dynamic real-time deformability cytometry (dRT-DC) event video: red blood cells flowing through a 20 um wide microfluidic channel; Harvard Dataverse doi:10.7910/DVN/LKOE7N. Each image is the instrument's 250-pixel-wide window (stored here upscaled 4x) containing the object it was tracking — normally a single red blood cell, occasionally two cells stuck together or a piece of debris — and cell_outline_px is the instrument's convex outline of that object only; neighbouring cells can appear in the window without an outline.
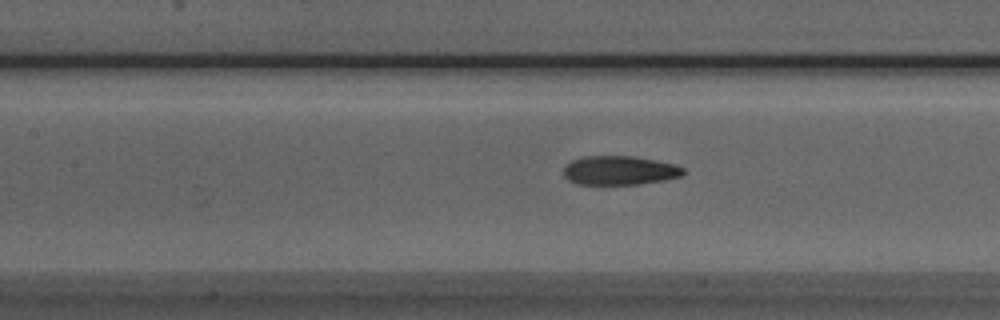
{"species": "Egyptian fruit bat (a non-hibernating species)", "species_latin": "Rousettus aegyptiacus", "temperature_condition": "room temperature", "stored_images_in_passage": 20, "camera_frame_rate_fps": 3000, "um_per_image_px": 0.085, "animal": {"sex": "male"}, "frame": {"image": 1, "passage_image": 9, "time_ms": 2.667, "image_size_px": [1000, 320], "cell_outline_px": [[684, 172], [680, 176], [664, 180], [640, 184], [576, 184], [568, 180], [564, 176], [564, 168], [572, 160], [584, 156], [632, 156], [676, 164], [684, 168]], "centroid_in_image_um": [52.66, 14.49], "position_along_channel_um": 154.7, "area_um2": 20.17}}
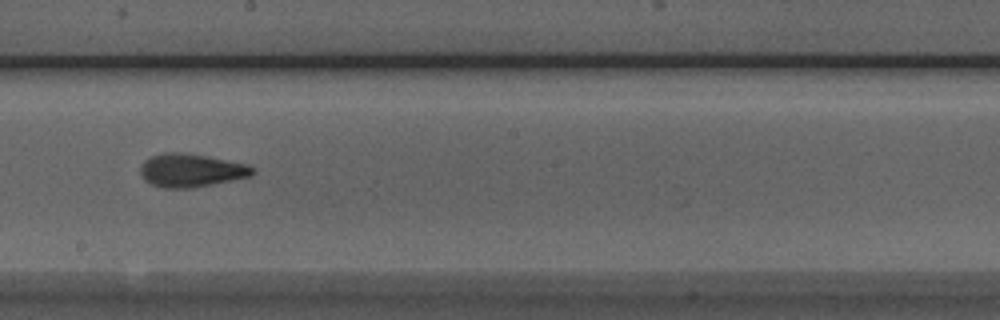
{"frame": {"image": 2, "passage_image": 15, "time_ms": 4.667, "image_size_px": [1000, 320], "cell_outline_px": [[256, 172], [252, 176], [192, 188], [164, 188], [152, 184], [144, 180], [140, 172], [140, 168], [144, 160], [152, 156], [168, 152], [180, 152], [208, 156], [248, 164], [256, 168]], "centroid_in_image_um": [16.28, 14.48], "position_along_channel_um": 231.9, "area_um2": 21.85}}
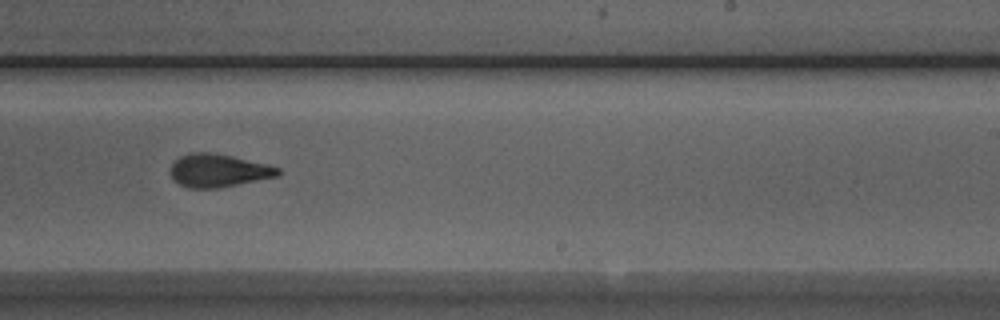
{"frame": {"image": 3, "passage_image": 18, "time_ms": 5.667, "image_size_px": [1000, 320], "cell_outline_px": [[284, 172], [280, 176], [220, 188], [188, 188], [180, 184], [172, 176], [172, 164], [180, 156], [188, 152], [208, 152], [232, 156], [268, 164], [280, 168]], "centroid_in_image_um": [18.64, 14.5], "position_along_channel_um": 270.4, "area_um2": 20.81}}